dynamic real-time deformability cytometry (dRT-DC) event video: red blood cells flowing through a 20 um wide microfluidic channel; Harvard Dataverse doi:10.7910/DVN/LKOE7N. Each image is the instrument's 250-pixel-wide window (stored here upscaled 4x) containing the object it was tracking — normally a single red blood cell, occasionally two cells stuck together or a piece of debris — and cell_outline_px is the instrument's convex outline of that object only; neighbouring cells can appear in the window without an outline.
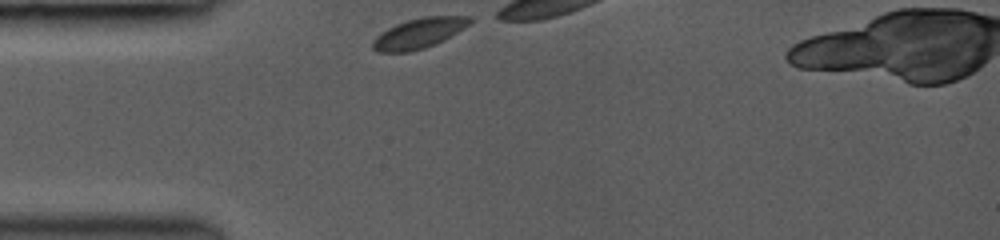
{"species": "common noctule bat (a hibernating species)", "species_latin": "Nyctalus noctula", "temperature_condition": "room temperature", "stored_images_in_passage": 4, "camera_frame_rate_fps": 3000, "um_per_image_px": 0.085, "animal": {"sex": "female", "body_mass_g": 19.0, "forearm_length_mm": 53.3}, "frame": {"image": 1, "passage_image": 1, "time_ms": 0.0, "image_size_px": [1000, 240], "cell_outline_px": [[472, 20], [464, 28], [444, 40], [424, 48], [408, 52], [376, 52], [372, 48], [372, 40], [376, 36], [388, 28], [396, 24], [408, 20], [424, 16], [472, 16]], "centroid_in_image_um": [35.59, 2.83], "position_along_channel_um": 49.4, "area_um2": 16.99}}
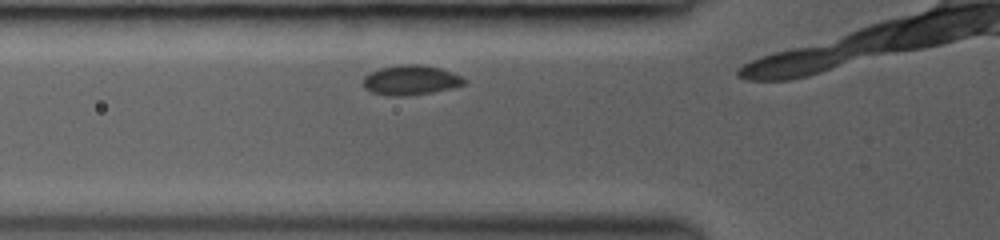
{"frame": {"image": 2, "passage_image": 3, "time_ms": 1.333, "image_size_px": [1000, 240], "cell_outline_px": [[468, 80], [464, 84], [452, 88], [432, 92], [404, 96], [392, 96], [372, 92], [364, 88], [364, 76], [380, 68], [400, 64], [416, 64], [440, 68], [452, 72]], "centroid_in_image_um": [34.93, 6.81], "position_along_channel_um": 90.9, "area_um2": 17.4}}